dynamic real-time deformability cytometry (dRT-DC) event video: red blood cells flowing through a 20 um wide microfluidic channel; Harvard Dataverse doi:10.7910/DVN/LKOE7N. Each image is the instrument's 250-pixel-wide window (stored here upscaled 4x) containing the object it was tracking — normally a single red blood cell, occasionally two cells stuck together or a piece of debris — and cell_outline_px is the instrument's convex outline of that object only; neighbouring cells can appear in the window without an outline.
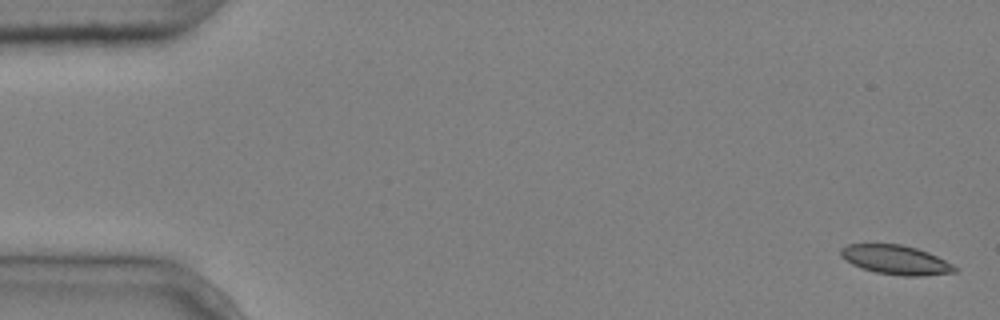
{"species": "common noctule bat (a hibernating species)", "species_latin": "Nyctalus noctula", "temperature_condition": "cold", "stored_images_in_passage": 7, "camera_frame_rate_fps": 3000, "um_per_image_px": 0.085, "animal": {"sex": "male", "body_mass_g": 20.4}, "frame": {"image": 1, "passage_image": 1, "time_ms": 0.0, "image_size_px": [1000, 320], "cell_outline_px": [[960, 268], [956, 272], [924, 276], [904, 276], [876, 272], [860, 268], [852, 264], [840, 256], [840, 248], [848, 244], [900, 244], [916, 248], [928, 252]], "centroid_in_image_um": [76.14, 22.09], "position_along_channel_um": 8.9, "area_um2": 19.48}}